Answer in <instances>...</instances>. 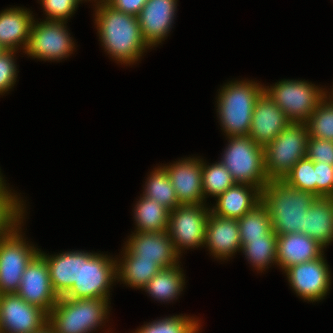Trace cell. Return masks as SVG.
Returning a JSON list of instances; mask_svg holds the SVG:
<instances>
[{
	"instance_id": "f35d334b",
	"label": "cell",
	"mask_w": 333,
	"mask_h": 333,
	"mask_svg": "<svg viewBox=\"0 0 333 333\" xmlns=\"http://www.w3.org/2000/svg\"><path fill=\"white\" fill-rule=\"evenodd\" d=\"M306 157L313 162L333 165V141L309 137Z\"/></svg>"
},
{
	"instance_id": "4fadbf2b",
	"label": "cell",
	"mask_w": 333,
	"mask_h": 333,
	"mask_svg": "<svg viewBox=\"0 0 333 333\" xmlns=\"http://www.w3.org/2000/svg\"><path fill=\"white\" fill-rule=\"evenodd\" d=\"M48 323V314L16 293L0 295V333H33Z\"/></svg>"
},
{
	"instance_id": "5b68a950",
	"label": "cell",
	"mask_w": 333,
	"mask_h": 333,
	"mask_svg": "<svg viewBox=\"0 0 333 333\" xmlns=\"http://www.w3.org/2000/svg\"><path fill=\"white\" fill-rule=\"evenodd\" d=\"M221 163L228 169L235 183H244L260 190L269 182L265 171L264 147L249 135L227 137Z\"/></svg>"
},
{
	"instance_id": "1f68e13d",
	"label": "cell",
	"mask_w": 333,
	"mask_h": 333,
	"mask_svg": "<svg viewBox=\"0 0 333 333\" xmlns=\"http://www.w3.org/2000/svg\"><path fill=\"white\" fill-rule=\"evenodd\" d=\"M235 184L231 173L221 163L216 162L212 165H206L202 160V189L204 198L212 196L214 198L220 196L228 188Z\"/></svg>"
},
{
	"instance_id": "e575fe53",
	"label": "cell",
	"mask_w": 333,
	"mask_h": 333,
	"mask_svg": "<svg viewBox=\"0 0 333 333\" xmlns=\"http://www.w3.org/2000/svg\"><path fill=\"white\" fill-rule=\"evenodd\" d=\"M283 180L297 190L315 195L314 162L307 157L299 160Z\"/></svg>"
},
{
	"instance_id": "6da1fadb",
	"label": "cell",
	"mask_w": 333,
	"mask_h": 333,
	"mask_svg": "<svg viewBox=\"0 0 333 333\" xmlns=\"http://www.w3.org/2000/svg\"><path fill=\"white\" fill-rule=\"evenodd\" d=\"M95 5V24L105 52L121 64L137 62L149 48L138 17L114 9L105 0H97Z\"/></svg>"
},
{
	"instance_id": "9c48e42d",
	"label": "cell",
	"mask_w": 333,
	"mask_h": 333,
	"mask_svg": "<svg viewBox=\"0 0 333 333\" xmlns=\"http://www.w3.org/2000/svg\"><path fill=\"white\" fill-rule=\"evenodd\" d=\"M20 229L21 224L0 237V295L18 291L27 265L40 250L26 242Z\"/></svg>"
},
{
	"instance_id": "8fae6325",
	"label": "cell",
	"mask_w": 333,
	"mask_h": 333,
	"mask_svg": "<svg viewBox=\"0 0 333 333\" xmlns=\"http://www.w3.org/2000/svg\"><path fill=\"white\" fill-rule=\"evenodd\" d=\"M66 23L48 20L39 23L34 19L24 53L44 61H59L69 57L74 51L75 43L69 36Z\"/></svg>"
},
{
	"instance_id": "3957f363",
	"label": "cell",
	"mask_w": 333,
	"mask_h": 333,
	"mask_svg": "<svg viewBox=\"0 0 333 333\" xmlns=\"http://www.w3.org/2000/svg\"><path fill=\"white\" fill-rule=\"evenodd\" d=\"M218 92L217 113L227 137L248 135L254 106L264 86L255 81H230Z\"/></svg>"
},
{
	"instance_id": "7a4b0ae2",
	"label": "cell",
	"mask_w": 333,
	"mask_h": 333,
	"mask_svg": "<svg viewBox=\"0 0 333 333\" xmlns=\"http://www.w3.org/2000/svg\"><path fill=\"white\" fill-rule=\"evenodd\" d=\"M317 196L297 190L284 180H269L261 189V202L268 209L272 230L277 235L303 233L307 210Z\"/></svg>"
},
{
	"instance_id": "ee69618b",
	"label": "cell",
	"mask_w": 333,
	"mask_h": 333,
	"mask_svg": "<svg viewBox=\"0 0 333 333\" xmlns=\"http://www.w3.org/2000/svg\"><path fill=\"white\" fill-rule=\"evenodd\" d=\"M328 98L333 99V88H332L331 95L329 94Z\"/></svg>"
},
{
	"instance_id": "8d00e7d4",
	"label": "cell",
	"mask_w": 333,
	"mask_h": 333,
	"mask_svg": "<svg viewBox=\"0 0 333 333\" xmlns=\"http://www.w3.org/2000/svg\"><path fill=\"white\" fill-rule=\"evenodd\" d=\"M14 50H5L0 54V94H5L12 89L17 78V68L15 64Z\"/></svg>"
},
{
	"instance_id": "b9f144b4",
	"label": "cell",
	"mask_w": 333,
	"mask_h": 333,
	"mask_svg": "<svg viewBox=\"0 0 333 333\" xmlns=\"http://www.w3.org/2000/svg\"><path fill=\"white\" fill-rule=\"evenodd\" d=\"M1 172V171H0ZM5 180H3V176L2 174L0 173V188L6 183L4 182Z\"/></svg>"
},
{
	"instance_id": "836d02e7",
	"label": "cell",
	"mask_w": 333,
	"mask_h": 333,
	"mask_svg": "<svg viewBox=\"0 0 333 333\" xmlns=\"http://www.w3.org/2000/svg\"><path fill=\"white\" fill-rule=\"evenodd\" d=\"M194 317L176 315L154 320L133 333H198L200 322Z\"/></svg>"
},
{
	"instance_id": "7c38bea8",
	"label": "cell",
	"mask_w": 333,
	"mask_h": 333,
	"mask_svg": "<svg viewBox=\"0 0 333 333\" xmlns=\"http://www.w3.org/2000/svg\"><path fill=\"white\" fill-rule=\"evenodd\" d=\"M325 261L322 255L310 262L292 265L284 271L293 291L304 301H320L330 290L331 272Z\"/></svg>"
},
{
	"instance_id": "2e32d148",
	"label": "cell",
	"mask_w": 333,
	"mask_h": 333,
	"mask_svg": "<svg viewBox=\"0 0 333 333\" xmlns=\"http://www.w3.org/2000/svg\"><path fill=\"white\" fill-rule=\"evenodd\" d=\"M134 232L125 245V248L133 256L154 260L162 269L171 268L179 264L180 256L174 249L168 231Z\"/></svg>"
},
{
	"instance_id": "277c9868",
	"label": "cell",
	"mask_w": 333,
	"mask_h": 333,
	"mask_svg": "<svg viewBox=\"0 0 333 333\" xmlns=\"http://www.w3.org/2000/svg\"><path fill=\"white\" fill-rule=\"evenodd\" d=\"M109 300L98 298L70 299L60 296L48 313V324L55 333H90L105 323Z\"/></svg>"
},
{
	"instance_id": "d6986e66",
	"label": "cell",
	"mask_w": 333,
	"mask_h": 333,
	"mask_svg": "<svg viewBox=\"0 0 333 333\" xmlns=\"http://www.w3.org/2000/svg\"><path fill=\"white\" fill-rule=\"evenodd\" d=\"M208 247L215 259L226 260L241 251V239L237 219L223 218L210 212L207 220L204 247Z\"/></svg>"
},
{
	"instance_id": "60d3db41",
	"label": "cell",
	"mask_w": 333,
	"mask_h": 333,
	"mask_svg": "<svg viewBox=\"0 0 333 333\" xmlns=\"http://www.w3.org/2000/svg\"><path fill=\"white\" fill-rule=\"evenodd\" d=\"M33 333H55L53 328L47 323L39 331Z\"/></svg>"
},
{
	"instance_id": "7bdbcfd3",
	"label": "cell",
	"mask_w": 333,
	"mask_h": 333,
	"mask_svg": "<svg viewBox=\"0 0 333 333\" xmlns=\"http://www.w3.org/2000/svg\"><path fill=\"white\" fill-rule=\"evenodd\" d=\"M5 51V48L0 44V54H2Z\"/></svg>"
},
{
	"instance_id": "d590c367",
	"label": "cell",
	"mask_w": 333,
	"mask_h": 333,
	"mask_svg": "<svg viewBox=\"0 0 333 333\" xmlns=\"http://www.w3.org/2000/svg\"><path fill=\"white\" fill-rule=\"evenodd\" d=\"M82 0H40L48 21L67 22Z\"/></svg>"
},
{
	"instance_id": "ac0fdd59",
	"label": "cell",
	"mask_w": 333,
	"mask_h": 333,
	"mask_svg": "<svg viewBox=\"0 0 333 333\" xmlns=\"http://www.w3.org/2000/svg\"><path fill=\"white\" fill-rule=\"evenodd\" d=\"M290 123L283 110L263 92L255 103L248 135L265 147Z\"/></svg>"
},
{
	"instance_id": "7402d4cb",
	"label": "cell",
	"mask_w": 333,
	"mask_h": 333,
	"mask_svg": "<svg viewBox=\"0 0 333 333\" xmlns=\"http://www.w3.org/2000/svg\"><path fill=\"white\" fill-rule=\"evenodd\" d=\"M33 20L31 11L21 7L0 12V44L5 50L17 51L19 47L25 50Z\"/></svg>"
},
{
	"instance_id": "f1b7e54d",
	"label": "cell",
	"mask_w": 333,
	"mask_h": 333,
	"mask_svg": "<svg viewBox=\"0 0 333 333\" xmlns=\"http://www.w3.org/2000/svg\"><path fill=\"white\" fill-rule=\"evenodd\" d=\"M142 195L155 200L170 211L180 205L170 177L163 166H158L150 173Z\"/></svg>"
},
{
	"instance_id": "cb8c5ba5",
	"label": "cell",
	"mask_w": 333,
	"mask_h": 333,
	"mask_svg": "<svg viewBox=\"0 0 333 333\" xmlns=\"http://www.w3.org/2000/svg\"><path fill=\"white\" fill-rule=\"evenodd\" d=\"M304 234L325 248L333 241V198L315 199L305 214Z\"/></svg>"
},
{
	"instance_id": "ba28073f",
	"label": "cell",
	"mask_w": 333,
	"mask_h": 333,
	"mask_svg": "<svg viewBox=\"0 0 333 333\" xmlns=\"http://www.w3.org/2000/svg\"><path fill=\"white\" fill-rule=\"evenodd\" d=\"M266 87L264 92L295 123H305L328 93L305 80L285 79Z\"/></svg>"
},
{
	"instance_id": "d6a6232c",
	"label": "cell",
	"mask_w": 333,
	"mask_h": 333,
	"mask_svg": "<svg viewBox=\"0 0 333 333\" xmlns=\"http://www.w3.org/2000/svg\"><path fill=\"white\" fill-rule=\"evenodd\" d=\"M305 123L309 137L333 141V99L326 94Z\"/></svg>"
},
{
	"instance_id": "9a60e30c",
	"label": "cell",
	"mask_w": 333,
	"mask_h": 333,
	"mask_svg": "<svg viewBox=\"0 0 333 333\" xmlns=\"http://www.w3.org/2000/svg\"><path fill=\"white\" fill-rule=\"evenodd\" d=\"M163 167L170 177L179 204H205L202 159L188 157Z\"/></svg>"
},
{
	"instance_id": "4316f807",
	"label": "cell",
	"mask_w": 333,
	"mask_h": 333,
	"mask_svg": "<svg viewBox=\"0 0 333 333\" xmlns=\"http://www.w3.org/2000/svg\"><path fill=\"white\" fill-rule=\"evenodd\" d=\"M170 210L144 195L134 208V219L137 232L167 231Z\"/></svg>"
},
{
	"instance_id": "e0dca14e",
	"label": "cell",
	"mask_w": 333,
	"mask_h": 333,
	"mask_svg": "<svg viewBox=\"0 0 333 333\" xmlns=\"http://www.w3.org/2000/svg\"><path fill=\"white\" fill-rule=\"evenodd\" d=\"M178 0H148L138 17L142 37L148 47L165 40L173 25Z\"/></svg>"
},
{
	"instance_id": "4dcf8cb0",
	"label": "cell",
	"mask_w": 333,
	"mask_h": 333,
	"mask_svg": "<svg viewBox=\"0 0 333 333\" xmlns=\"http://www.w3.org/2000/svg\"><path fill=\"white\" fill-rule=\"evenodd\" d=\"M277 234L273 231L265 239L248 240L241 251L257 271L267 269L276 262Z\"/></svg>"
},
{
	"instance_id": "ffe728a7",
	"label": "cell",
	"mask_w": 333,
	"mask_h": 333,
	"mask_svg": "<svg viewBox=\"0 0 333 333\" xmlns=\"http://www.w3.org/2000/svg\"><path fill=\"white\" fill-rule=\"evenodd\" d=\"M323 250L317 241L300 232L277 235L276 262L285 271L292 265L321 257Z\"/></svg>"
},
{
	"instance_id": "8992f818",
	"label": "cell",
	"mask_w": 333,
	"mask_h": 333,
	"mask_svg": "<svg viewBox=\"0 0 333 333\" xmlns=\"http://www.w3.org/2000/svg\"><path fill=\"white\" fill-rule=\"evenodd\" d=\"M308 138L306 123L291 122L264 147L265 171L269 180H283L293 166L306 157Z\"/></svg>"
},
{
	"instance_id": "603a6c76",
	"label": "cell",
	"mask_w": 333,
	"mask_h": 333,
	"mask_svg": "<svg viewBox=\"0 0 333 333\" xmlns=\"http://www.w3.org/2000/svg\"><path fill=\"white\" fill-rule=\"evenodd\" d=\"M49 268L51 285L56 294L63 296L79 279L80 251H68L48 255L39 250Z\"/></svg>"
},
{
	"instance_id": "30bf717a",
	"label": "cell",
	"mask_w": 333,
	"mask_h": 333,
	"mask_svg": "<svg viewBox=\"0 0 333 333\" xmlns=\"http://www.w3.org/2000/svg\"><path fill=\"white\" fill-rule=\"evenodd\" d=\"M206 204H180L170 211L168 234L176 253L204 246V237L210 208Z\"/></svg>"
},
{
	"instance_id": "83f0119b",
	"label": "cell",
	"mask_w": 333,
	"mask_h": 333,
	"mask_svg": "<svg viewBox=\"0 0 333 333\" xmlns=\"http://www.w3.org/2000/svg\"><path fill=\"white\" fill-rule=\"evenodd\" d=\"M238 226L241 246L248 240L265 239L273 232L268 209L261 201L238 219Z\"/></svg>"
},
{
	"instance_id": "44dd1931",
	"label": "cell",
	"mask_w": 333,
	"mask_h": 333,
	"mask_svg": "<svg viewBox=\"0 0 333 333\" xmlns=\"http://www.w3.org/2000/svg\"><path fill=\"white\" fill-rule=\"evenodd\" d=\"M261 201V190L249 184L235 183L216 198L210 208L212 214L230 219H240Z\"/></svg>"
},
{
	"instance_id": "f546056e",
	"label": "cell",
	"mask_w": 333,
	"mask_h": 333,
	"mask_svg": "<svg viewBox=\"0 0 333 333\" xmlns=\"http://www.w3.org/2000/svg\"><path fill=\"white\" fill-rule=\"evenodd\" d=\"M6 185L0 188V237L8 235L25 219L23 199L21 201Z\"/></svg>"
},
{
	"instance_id": "484cf974",
	"label": "cell",
	"mask_w": 333,
	"mask_h": 333,
	"mask_svg": "<svg viewBox=\"0 0 333 333\" xmlns=\"http://www.w3.org/2000/svg\"><path fill=\"white\" fill-rule=\"evenodd\" d=\"M181 269L180 264L161 269L143 287V290L149 293V296L151 295L154 299L161 300V302L177 299L185 285V275Z\"/></svg>"
},
{
	"instance_id": "52a82bcc",
	"label": "cell",
	"mask_w": 333,
	"mask_h": 333,
	"mask_svg": "<svg viewBox=\"0 0 333 333\" xmlns=\"http://www.w3.org/2000/svg\"><path fill=\"white\" fill-rule=\"evenodd\" d=\"M114 259V260H113ZM117 280V259L108 255L80 251L79 279L63 295L70 299L108 300L110 286Z\"/></svg>"
},
{
	"instance_id": "ab89813d",
	"label": "cell",
	"mask_w": 333,
	"mask_h": 333,
	"mask_svg": "<svg viewBox=\"0 0 333 333\" xmlns=\"http://www.w3.org/2000/svg\"><path fill=\"white\" fill-rule=\"evenodd\" d=\"M114 9L138 16L148 0H105Z\"/></svg>"
},
{
	"instance_id": "5bb4252c",
	"label": "cell",
	"mask_w": 333,
	"mask_h": 333,
	"mask_svg": "<svg viewBox=\"0 0 333 333\" xmlns=\"http://www.w3.org/2000/svg\"><path fill=\"white\" fill-rule=\"evenodd\" d=\"M16 294L47 314L57 303L59 296L51 285L48 265L39 253L27 265Z\"/></svg>"
},
{
	"instance_id": "d4e9b609",
	"label": "cell",
	"mask_w": 333,
	"mask_h": 333,
	"mask_svg": "<svg viewBox=\"0 0 333 333\" xmlns=\"http://www.w3.org/2000/svg\"><path fill=\"white\" fill-rule=\"evenodd\" d=\"M123 251L122 258L117 261V280L129 287L143 289L149 280L162 269L154 260L133 256L125 247Z\"/></svg>"
},
{
	"instance_id": "74e56055",
	"label": "cell",
	"mask_w": 333,
	"mask_h": 333,
	"mask_svg": "<svg viewBox=\"0 0 333 333\" xmlns=\"http://www.w3.org/2000/svg\"><path fill=\"white\" fill-rule=\"evenodd\" d=\"M315 196L333 198V165L314 162Z\"/></svg>"
}]
</instances>
